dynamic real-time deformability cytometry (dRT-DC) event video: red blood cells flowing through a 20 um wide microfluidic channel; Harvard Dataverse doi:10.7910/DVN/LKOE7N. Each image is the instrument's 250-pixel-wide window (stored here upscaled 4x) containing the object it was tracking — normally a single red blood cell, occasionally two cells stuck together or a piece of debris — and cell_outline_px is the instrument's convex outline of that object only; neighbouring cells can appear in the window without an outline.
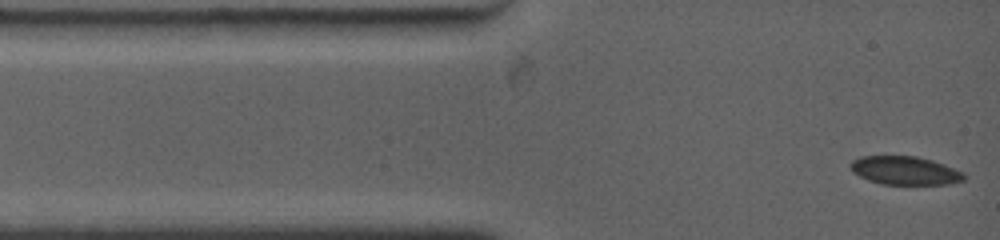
{"species": "common noctule bat (a hibernating species)", "species_latin": "Nyctalus noctula", "temperature_condition": "warm", "stored_images_in_passage": 20, "camera_frame_rate_fps": 4500, "um_per_image_px": 0.085, "animal": {"sex": "female", "body_mass_g": 19.0, "forearm_length_mm": 53.3}, "frame": {"image": 1, "passage_image": 1, "time_ms": 0.0, "image_size_px": [1000, 240], "cell_outline_px": [[964, 180], [948, 184], [880, 184], [868, 180], [852, 172], [848, 164], [852, 160], [860, 156], [916, 156], [932, 160], [944, 164], [964, 172]], "centroid_in_image_um": [76.89, 14.49], "position_along_channel_um": 8.1, "area_um2": 18.9}}
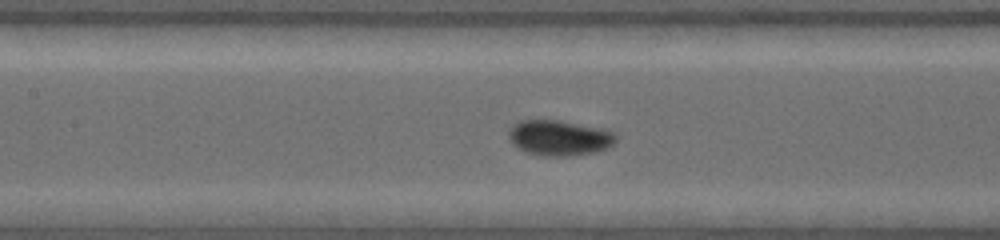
{"frame": {"image": 2, "passage_image": 12, "time_ms": 5.111, "image_size_px": [1000, 240], "cell_outline_px": [[616, 140], [612, 144], [596, 152], [568, 156], [540, 156], [524, 152], [512, 144], [508, 140], [508, 132], [520, 120], [556, 120], [600, 128], [612, 132], [616, 136]], "centroid_in_image_um": [47.48, 11.73], "position_along_channel_um": 159.9, "area_um2": 21.96}}
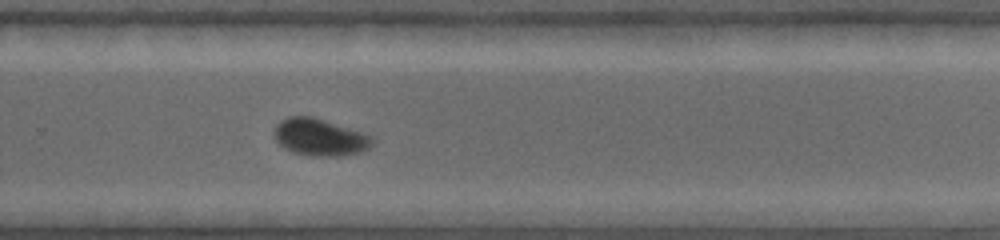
{"frame": {"image": 3, "passage_image": 20, "time_ms": 8.889, "image_size_px": [1000, 240], "cell_outline_px": [[372, 144], [368, 148], [360, 152], [336, 156], [316, 156], [292, 152], [284, 148], [276, 140], [276, 128], [284, 120], [292, 116], [312, 116], [372, 136]], "centroid_in_image_um": [27.2, 11.68], "position_along_channel_um": 302.6, "area_um2": 20.46}}